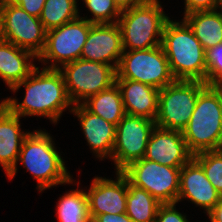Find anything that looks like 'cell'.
<instances>
[{"mask_svg": "<svg viewBox=\"0 0 222 222\" xmlns=\"http://www.w3.org/2000/svg\"><path fill=\"white\" fill-rule=\"evenodd\" d=\"M26 93L22 103L15 98H8V109L19 117L42 116L57 123L65 109H73L74 105L67 93L62 72L59 69L36 67L23 81L11 90L15 93L21 86Z\"/></svg>", "mask_w": 222, "mask_h": 222, "instance_id": "obj_1", "label": "cell"}, {"mask_svg": "<svg viewBox=\"0 0 222 222\" xmlns=\"http://www.w3.org/2000/svg\"><path fill=\"white\" fill-rule=\"evenodd\" d=\"M161 46L176 80H198L207 83L206 50L188 24L166 21Z\"/></svg>", "mask_w": 222, "mask_h": 222, "instance_id": "obj_2", "label": "cell"}, {"mask_svg": "<svg viewBox=\"0 0 222 222\" xmlns=\"http://www.w3.org/2000/svg\"><path fill=\"white\" fill-rule=\"evenodd\" d=\"M182 134L193 155L222 149V87L207 85L199 93Z\"/></svg>", "mask_w": 222, "mask_h": 222, "instance_id": "obj_3", "label": "cell"}, {"mask_svg": "<svg viewBox=\"0 0 222 222\" xmlns=\"http://www.w3.org/2000/svg\"><path fill=\"white\" fill-rule=\"evenodd\" d=\"M53 142L49 133L35 130L24 138L19 152L18 161L37 180L36 189L40 192L52 186L73 183Z\"/></svg>", "mask_w": 222, "mask_h": 222, "instance_id": "obj_4", "label": "cell"}, {"mask_svg": "<svg viewBox=\"0 0 222 222\" xmlns=\"http://www.w3.org/2000/svg\"><path fill=\"white\" fill-rule=\"evenodd\" d=\"M168 19L160 1L144 2L122 11L117 24L123 51L147 50L161 45L163 28Z\"/></svg>", "mask_w": 222, "mask_h": 222, "instance_id": "obj_5", "label": "cell"}, {"mask_svg": "<svg viewBox=\"0 0 222 222\" xmlns=\"http://www.w3.org/2000/svg\"><path fill=\"white\" fill-rule=\"evenodd\" d=\"M207 85L198 80H175L160 89L156 126L182 131L192 116L199 93Z\"/></svg>", "mask_w": 222, "mask_h": 222, "instance_id": "obj_6", "label": "cell"}, {"mask_svg": "<svg viewBox=\"0 0 222 222\" xmlns=\"http://www.w3.org/2000/svg\"><path fill=\"white\" fill-rule=\"evenodd\" d=\"M115 79H130L159 90L176 80L161 45L147 50L123 51Z\"/></svg>", "mask_w": 222, "mask_h": 222, "instance_id": "obj_7", "label": "cell"}, {"mask_svg": "<svg viewBox=\"0 0 222 222\" xmlns=\"http://www.w3.org/2000/svg\"><path fill=\"white\" fill-rule=\"evenodd\" d=\"M121 172L132 185L146 190L161 204L177 203L181 168L142 158L130 163Z\"/></svg>", "mask_w": 222, "mask_h": 222, "instance_id": "obj_8", "label": "cell"}, {"mask_svg": "<svg viewBox=\"0 0 222 222\" xmlns=\"http://www.w3.org/2000/svg\"><path fill=\"white\" fill-rule=\"evenodd\" d=\"M59 70L74 105L82 104L89 97L109 88L116 78V70L111 65L81 58L64 64Z\"/></svg>", "mask_w": 222, "mask_h": 222, "instance_id": "obj_9", "label": "cell"}, {"mask_svg": "<svg viewBox=\"0 0 222 222\" xmlns=\"http://www.w3.org/2000/svg\"><path fill=\"white\" fill-rule=\"evenodd\" d=\"M92 25L93 23L79 16L58 28L47 31L45 47L38 61L44 64L51 62V65L44 68L59 69L64 64L80 59Z\"/></svg>", "mask_w": 222, "mask_h": 222, "instance_id": "obj_10", "label": "cell"}, {"mask_svg": "<svg viewBox=\"0 0 222 222\" xmlns=\"http://www.w3.org/2000/svg\"><path fill=\"white\" fill-rule=\"evenodd\" d=\"M156 123L144 117L125 114L116 125L115 143L111 159L116 172L130 163L144 158L147 143Z\"/></svg>", "mask_w": 222, "mask_h": 222, "instance_id": "obj_11", "label": "cell"}, {"mask_svg": "<svg viewBox=\"0 0 222 222\" xmlns=\"http://www.w3.org/2000/svg\"><path fill=\"white\" fill-rule=\"evenodd\" d=\"M46 30L41 20L17 5L2 3V39L30 51L37 58L46 43Z\"/></svg>", "mask_w": 222, "mask_h": 222, "instance_id": "obj_12", "label": "cell"}, {"mask_svg": "<svg viewBox=\"0 0 222 222\" xmlns=\"http://www.w3.org/2000/svg\"><path fill=\"white\" fill-rule=\"evenodd\" d=\"M116 181L95 177L86 192L91 220L101 214H123L126 212L127 177L116 172Z\"/></svg>", "mask_w": 222, "mask_h": 222, "instance_id": "obj_13", "label": "cell"}, {"mask_svg": "<svg viewBox=\"0 0 222 222\" xmlns=\"http://www.w3.org/2000/svg\"><path fill=\"white\" fill-rule=\"evenodd\" d=\"M122 54L121 31L117 22L91 26L82 48L81 59L108 64L116 70Z\"/></svg>", "mask_w": 222, "mask_h": 222, "instance_id": "obj_14", "label": "cell"}, {"mask_svg": "<svg viewBox=\"0 0 222 222\" xmlns=\"http://www.w3.org/2000/svg\"><path fill=\"white\" fill-rule=\"evenodd\" d=\"M145 159L161 165L182 168L192 158L182 131L155 126L147 143Z\"/></svg>", "mask_w": 222, "mask_h": 222, "instance_id": "obj_15", "label": "cell"}, {"mask_svg": "<svg viewBox=\"0 0 222 222\" xmlns=\"http://www.w3.org/2000/svg\"><path fill=\"white\" fill-rule=\"evenodd\" d=\"M202 207L209 213L222 198L205 175L202 167L192 158L181 168L177 203L182 199Z\"/></svg>", "mask_w": 222, "mask_h": 222, "instance_id": "obj_16", "label": "cell"}, {"mask_svg": "<svg viewBox=\"0 0 222 222\" xmlns=\"http://www.w3.org/2000/svg\"><path fill=\"white\" fill-rule=\"evenodd\" d=\"M80 122L85 139L97 158L112 157L116 125L88 111L82 104L74 105L70 111Z\"/></svg>", "mask_w": 222, "mask_h": 222, "instance_id": "obj_17", "label": "cell"}, {"mask_svg": "<svg viewBox=\"0 0 222 222\" xmlns=\"http://www.w3.org/2000/svg\"><path fill=\"white\" fill-rule=\"evenodd\" d=\"M119 86L125 114L156 120L159 89L130 79H115Z\"/></svg>", "mask_w": 222, "mask_h": 222, "instance_id": "obj_18", "label": "cell"}, {"mask_svg": "<svg viewBox=\"0 0 222 222\" xmlns=\"http://www.w3.org/2000/svg\"><path fill=\"white\" fill-rule=\"evenodd\" d=\"M20 118L7 109L0 116V164L9 179L14 178L22 142L29 132H23Z\"/></svg>", "mask_w": 222, "mask_h": 222, "instance_id": "obj_19", "label": "cell"}, {"mask_svg": "<svg viewBox=\"0 0 222 222\" xmlns=\"http://www.w3.org/2000/svg\"><path fill=\"white\" fill-rule=\"evenodd\" d=\"M36 59L38 58L30 51L0 40V77L10 90L32 73L36 68L32 62Z\"/></svg>", "mask_w": 222, "mask_h": 222, "instance_id": "obj_20", "label": "cell"}, {"mask_svg": "<svg viewBox=\"0 0 222 222\" xmlns=\"http://www.w3.org/2000/svg\"><path fill=\"white\" fill-rule=\"evenodd\" d=\"M183 18L206 51L222 43V13L218 10L196 11Z\"/></svg>", "mask_w": 222, "mask_h": 222, "instance_id": "obj_21", "label": "cell"}, {"mask_svg": "<svg viewBox=\"0 0 222 222\" xmlns=\"http://www.w3.org/2000/svg\"><path fill=\"white\" fill-rule=\"evenodd\" d=\"M82 105L91 113L114 125L125 116L122 95L116 82L104 91L89 97Z\"/></svg>", "mask_w": 222, "mask_h": 222, "instance_id": "obj_22", "label": "cell"}, {"mask_svg": "<svg viewBox=\"0 0 222 222\" xmlns=\"http://www.w3.org/2000/svg\"><path fill=\"white\" fill-rule=\"evenodd\" d=\"M161 205L146 190L132 185L127 179L126 214L133 222H155Z\"/></svg>", "mask_w": 222, "mask_h": 222, "instance_id": "obj_23", "label": "cell"}, {"mask_svg": "<svg viewBox=\"0 0 222 222\" xmlns=\"http://www.w3.org/2000/svg\"><path fill=\"white\" fill-rule=\"evenodd\" d=\"M56 211L59 222H92L88 198L83 189L66 192L60 197Z\"/></svg>", "mask_w": 222, "mask_h": 222, "instance_id": "obj_24", "label": "cell"}, {"mask_svg": "<svg viewBox=\"0 0 222 222\" xmlns=\"http://www.w3.org/2000/svg\"><path fill=\"white\" fill-rule=\"evenodd\" d=\"M77 0H46L39 19L46 31L78 18Z\"/></svg>", "mask_w": 222, "mask_h": 222, "instance_id": "obj_25", "label": "cell"}, {"mask_svg": "<svg viewBox=\"0 0 222 222\" xmlns=\"http://www.w3.org/2000/svg\"><path fill=\"white\" fill-rule=\"evenodd\" d=\"M213 187L222 195V149L203 151L193 155Z\"/></svg>", "mask_w": 222, "mask_h": 222, "instance_id": "obj_26", "label": "cell"}, {"mask_svg": "<svg viewBox=\"0 0 222 222\" xmlns=\"http://www.w3.org/2000/svg\"><path fill=\"white\" fill-rule=\"evenodd\" d=\"M85 6L94 16L93 18L81 17L93 24L116 23L121 11L113 0H83Z\"/></svg>", "mask_w": 222, "mask_h": 222, "instance_id": "obj_27", "label": "cell"}, {"mask_svg": "<svg viewBox=\"0 0 222 222\" xmlns=\"http://www.w3.org/2000/svg\"><path fill=\"white\" fill-rule=\"evenodd\" d=\"M207 84L222 87V43L206 51Z\"/></svg>", "mask_w": 222, "mask_h": 222, "instance_id": "obj_28", "label": "cell"}, {"mask_svg": "<svg viewBox=\"0 0 222 222\" xmlns=\"http://www.w3.org/2000/svg\"><path fill=\"white\" fill-rule=\"evenodd\" d=\"M155 222H189L186 215L176 210V203L161 204L157 210Z\"/></svg>", "mask_w": 222, "mask_h": 222, "instance_id": "obj_29", "label": "cell"}, {"mask_svg": "<svg viewBox=\"0 0 222 222\" xmlns=\"http://www.w3.org/2000/svg\"><path fill=\"white\" fill-rule=\"evenodd\" d=\"M46 0H1V3L17 5L24 9L28 14L40 17Z\"/></svg>", "mask_w": 222, "mask_h": 222, "instance_id": "obj_30", "label": "cell"}, {"mask_svg": "<svg viewBox=\"0 0 222 222\" xmlns=\"http://www.w3.org/2000/svg\"><path fill=\"white\" fill-rule=\"evenodd\" d=\"M185 11L187 15L196 11H213L216 10L218 0H184Z\"/></svg>", "mask_w": 222, "mask_h": 222, "instance_id": "obj_31", "label": "cell"}, {"mask_svg": "<svg viewBox=\"0 0 222 222\" xmlns=\"http://www.w3.org/2000/svg\"><path fill=\"white\" fill-rule=\"evenodd\" d=\"M92 222H133L126 213L97 215Z\"/></svg>", "mask_w": 222, "mask_h": 222, "instance_id": "obj_32", "label": "cell"}, {"mask_svg": "<svg viewBox=\"0 0 222 222\" xmlns=\"http://www.w3.org/2000/svg\"><path fill=\"white\" fill-rule=\"evenodd\" d=\"M113 2L121 12L144 3L143 0H113Z\"/></svg>", "mask_w": 222, "mask_h": 222, "instance_id": "obj_33", "label": "cell"}, {"mask_svg": "<svg viewBox=\"0 0 222 222\" xmlns=\"http://www.w3.org/2000/svg\"><path fill=\"white\" fill-rule=\"evenodd\" d=\"M207 215L211 222H222V198Z\"/></svg>", "mask_w": 222, "mask_h": 222, "instance_id": "obj_34", "label": "cell"}, {"mask_svg": "<svg viewBox=\"0 0 222 222\" xmlns=\"http://www.w3.org/2000/svg\"><path fill=\"white\" fill-rule=\"evenodd\" d=\"M8 109V99L0 102V116Z\"/></svg>", "mask_w": 222, "mask_h": 222, "instance_id": "obj_35", "label": "cell"}, {"mask_svg": "<svg viewBox=\"0 0 222 222\" xmlns=\"http://www.w3.org/2000/svg\"><path fill=\"white\" fill-rule=\"evenodd\" d=\"M2 39V3L0 0V40Z\"/></svg>", "mask_w": 222, "mask_h": 222, "instance_id": "obj_36", "label": "cell"}, {"mask_svg": "<svg viewBox=\"0 0 222 222\" xmlns=\"http://www.w3.org/2000/svg\"><path fill=\"white\" fill-rule=\"evenodd\" d=\"M219 8H221V9H222V0H218V2H217L216 10H217V9H219ZM219 12H221V13H222V10H221V11H219Z\"/></svg>", "mask_w": 222, "mask_h": 222, "instance_id": "obj_37", "label": "cell"}, {"mask_svg": "<svg viewBox=\"0 0 222 222\" xmlns=\"http://www.w3.org/2000/svg\"><path fill=\"white\" fill-rule=\"evenodd\" d=\"M144 2H158V0H143Z\"/></svg>", "mask_w": 222, "mask_h": 222, "instance_id": "obj_38", "label": "cell"}]
</instances>
